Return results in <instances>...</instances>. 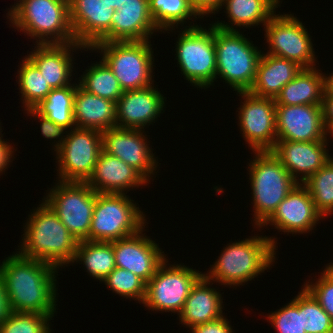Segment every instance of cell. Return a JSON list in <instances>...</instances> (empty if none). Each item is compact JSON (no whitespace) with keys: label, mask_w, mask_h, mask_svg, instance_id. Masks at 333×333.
Returning <instances> with one entry per match:
<instances>
[{"label":"cell","mask_w":333,"mask_h":333,"mask_svg":"<svg viewBox=\"0 0 333 333\" xmlns=\"http://www.w3.org/2000/svg\"><path fill=\"white\" fill-rule=\"evenodd\" d=\"M15 253L3 259L0 265L11 311L56 314L58 268Z\"/></svg>","instance_id":"cell-1"},{"label":"cell","mask_w":333,"mask_h":333,"mask_svg":"<svg viewBox=\"0 0 333 333\" xmlns=\"http://www.w3.org/2000/svg\"><path fill=\"white\" fill-rule=\"evenodd\" d=\"M28 216L21 247L17 252L24 257L47 262L58 269L71 264L78 240L51 207L43 200Z\"/></svg>","instance_id":"cell-2"},{"label":"cell","mask_w":333,"mask_h":333,"mask_svg":"<svg viewBox=\"0 0 333 333\" xmlns=\"http://www.w3.org/2000/svg\"><path fill=\"white\" fill-rule=\"evenodd\" d=\"M275 239V240H274ZM277 241L274 237L251 236L229 243L215 260L209 273L203 275L221 285L239 286L261 275L275 262ZM275 255V256H274ZM244 283V284H243Z\"/></svg>","instance_id":"cell-3"},{"label":"cell","mask_w":333,"mask_h":333,"mask_svg":"<svg viewBox=\"0 0 333 333\" xmlns=\"http://www.w3.org/2000/svg\"><path fill=\"white\" fill-rule=\"evenodd\" d=\"M6 14L12 28L36 44L76 42L70 22L69 0H19ZM20 30V31H19Z\"/></svg>","instance_id":"cell-4"},{"label":"cell","mask_w":333,"mask_h":333,"mask_svg":"<svg viewBox=\"0 0 333 333\" xmlns=\"http://www.w3.org/2000/svg\"><path fill=\"white\" fill-rule=\"evenodd\" d=\"M253 161L248 163L257 229L274 213L298 182L283 167L271 151H253ZM256 225V226H255Z\"/></svg>","instance_id":"cell-5"},{"label":"cell","mask_w":333,"mask_h":333,"mask_svg":"<svg viewBox=\"0 0 333 333\" xmlns=\"http://www.w3.org/2000/svg\"><path fill=\"white\" fill-rule=\"evenodd\" d=\"M238 31L215 26L216 79L221 78L236 92H247L256 78L262 51ZM219 76V77H218Z\"/></svg>","instance_id":"cell-6"},{"label":"cell","mask_w":333,"mask_h":333,"mask_svg":"<svg viewBox=\"0 0 333 333\" xmlns=\"http://www.w3.org/2000/svg\"><path fill=\"white\" fill-rule=\"evenodd\" d=\"M149 41L98 42L89 50L103 55L102 60L112 70L123 91L135 90L154 83V52Z\"/></svg>","instance_id":"cell-7"},{"label":"cell","mask_w":333,"mask_h":333,"mask_svg":"<svg viewBox=\"0 0 333 333\" xmlns=\"http://www.w3.org/2000/svg\"><path fill=\"white\" fill-rule=\"evenodd\" d=\"M125 194L97 193L89 241L113 242L136 234L146 226V217Z\"/></svg>","instance_id":"cell-8"},{"label":"cell","mask_w":333,"mask_h":333,"mask_svg":"<svg viewBox=\"0 0 333 333\" xmlns=\"http://www.w3.org/2000/svg\"><path fill=\"white\" fill-rule=\"evenodd\" d=\"M204 29L193 23L183 27L176 41V58L185 79L207 89L216 81L215 26Z\"/></svg>","instance_id":"cell-9"},{"label":"cell","mask_w":333,"mask_h":333,"mask_svg":"<svg viewBox=\"0 0 333 333\" xmlns=\"http://www.w3.org/2000/svg\"><path fill=\"white\" fill-rule=\"evenodd\" d=\"M96 194L86 182L56 180L43 200L78 241H89Z\"/></svg>","instance_id":"cell-10"},{"label":"cell","mask_w":333,"mask_h":333,"mask_svg":"<svg viewBox=\"0 0 333 333\" xmlns=\"http://www.w3.org/2000/svg\"><path fill=\"white\" fill-rule=\"evenodd\" d=\"M166 260L146 283L143 306L151 311H182L192 287L203 276L202 272L181 264H167Z\"/></svg>","instance_id":"cell-11"},{"label":"cell","mask_w":333,"mask_h":333,"mask_svg":"<svg viewBox=\"0 0 333 333\" xmlns=\"http://www.w3.org/2000/svg\"><path fill=\"white\" fill-rule=\"evenodd\" d=\"M102 150V132L82 128L68 130L56 151L58 181L87 182Z\"/></svg>","instance_id":"cell-12"},{"label":"cell","mask_w":333,"mask_h":333,"mask_svg":"<svg viewBox=\"0 0 333 333\" xmlns=\"http://www.w3.org/2000/svg\"><path fill=\"white\" fill-rule=\"evenodd\" d=\"M269 50L265 54L296 62L302 68L316 67L317 57L307 28L294 14H277L264 26Z\"/></svg>","instance_id":"cell-13"},{"label":"cell","mask_w":333,"mask_h":333,"mask_svg":"<svg viewBox=\"0 0 333 333\" xmlns=\"http://www.w3.org/2000/svg\"><path fill=\"white\" fill-rule=\"evenodd\" d=\"M244 102L237 108L239 126L252 151H270L277 141L276 104L273 98L237 92Z\"/></svg>","instance_id":"cell-14"},{"label":"cell","mask_w":333,"mask_h":333,"mask_svg":"<svg viewBox=\"0 0 333 333\" xmlns=\"http://www.w3.org/2000/svg\"><path fill=\"white\" fill-rule=\"evenodd\" d=\"M140 129L110 128L102 132V149L136 169L148 182L158 168L157 157ZM148 141V142H147Z\"/></svg>","instance_id":"cell-15"},{"label":"cell","mask_w":333,"mask_h":333,"mask_svg":"<svg viewBox=\"0 0 333 333\" xmlns=\"http://www.w3.org/2000/svg\"><path fill=\"white\" fill-rule=\"evenodd\" d=\"M277 141H329L322 105H276Z\"/></svg>","instance_id":"cell-16"},{"label":"cell","mask_w":333,"mask_h":333,"mask_svg":"<svg viewBox=\"0 0 333 333\" xmlns=\"http://www.w3.org/2000/svg\"><path fill=\"white\" fill-rule=\"evenodd\" d=\"M143 230L113 241V250L116 267L133 272L147 283L166 260V254Z\"/></svg>","instance_id":"cell-17"},{"label":"cell","mask_w":333,"mask_h":333,"mask_svg":"<svg viewBox=\"0 0 333 333\" xmlns=\"http://www.w3.org/2000/svg\"><path fill=\"white\" fill-rule=\"evenodd\" d=\"M322 218L308 189L298 183L259 228L271 225L287 234H303L312 231Z\"/></svg>","instance_id":"cell-18"},{"label":"cell","mask_w":333,"mask_h":333,"mask_svg":"<svg viewBox=\"0 0 333 333\" xmlns=\"http://www.w3.org/2000/svg\"><path fill=\"white\" fill-rule=\"evenodd\" d=\"M154 87L152 84L124 91L116 102V127L145 130L144 127L155 123V119L164 112L166 99Z\"/></svg>","instance_id":"cell-19"},{"label":"cell","mask_w":333,"mask_h":333,"mask_svg":"<svg viewBox=\"0 0 333 333\" xmlns=\"http://www.w3.org/2000/svg\"><path fill=\"white\" fill-rule=\"evenodd\" d=\"M69 11L76 43L89 49L111 30L116 9L105 0H69Z\"/></svg>","instance_id":"cell-20"},{"label":"cell","mask_w":333,"mask_h":333,"mask_svg":"<svg viewBox=\"0 0 333 333\" xmlns=\"http://www.w3.org/2000/svg\"><path fill=\"white\" fill-rule=\"evenodd\" d=\"M328 143V141H276L270 151L289 174L298 183L303 184L331 159L326 149Z\"/></svg>","instance_id":"cell-21"},{"label":"cell","mask_w":333,"mask_h":333,"mask_svg":"<svg viewBox=\"0 0 333 333\" xmlns=\"http://www.w3.org/2000/svg\"><path fill=\"white\" fill-rule=\"evenodd\" d=\"M159 32L148 0H128L112 16L111 30L99 42L145 41Z\"/></svg>","instance_id":"cell-22"},{"label":"cell","mask_w":333,"mask_h":333,"mask_svg":"<svg viewBox=\"0 0 333 333\" xmlns=\"http://www.w3.org/2000/svg\"><path fill=\"white\" fill-rule=\"evenodd\" d=\"M78 49L88 51V48L76 42L36 44L27 57L36 65L52 89L63 88L71 84L70 77L74 69L72 54L73 50Z\"/></svg>","instance_id":"cell-23"},{"label":"cell","mask_w":333,"mask_h":333,"mask_svg":"<svg viewBox=\"0 0 333 333\" xmlns=\"http://www.w3.org/2000/svg\"><path fill=\"white\" fill-rule=\"evenodd\" d=\"M86 183L97 193L125 194L127 190V194L131 188L147 185L148 181L136 169L102 150Z\"/></svg>","instance_id":"cell-24"},{"label":"cell","mask_w":333,"mask_h":333,"mask_svg":"<svg viewBox=\"0 0 333 333\" xmlns=\"http://www.w3.org/2000/svg\"><path fill=\"white\" fill-rule=\"evenodd\" d=\"M210 283L212 282L203 275L192 287L182 311L178 314L180 324L186 325V328L224 316L222 295L217 289L211 288Z\"/></svg>","instance_id":"cell-25"},{"label":"cell","mask_w":333,"mask_h":333,"mask_svg":"<svg viewBox=\"0 0 333 333\" xmlns=\"http://www.w3.org/2000/svg\"><path fill=\"white\" fill-rule=\"evenodd\" d=\"M76 128L100 132L116 127V103L76 87L73 105Z\"/></svg>","instance_id":"cell-26"},{"label":"cell","mask_w":333,"mask_h":333,"mask_svg":"<svg viewBox=\"0 0 333 333\" xmlns=\"http://www.w3.org/2000/svg\"><path fill=\"white\" fill-rule=\"evenodd\" d=\"M261 54L256 78L249 92L258 97L273 98L302 69L296 62L270 54Z\"/></svg>","instance_id":"cell-27"},{"label":"cell","mask_w":333,"mask_h":333,"mask_svg":"<svg viewBox=\"0 0 333 333\" xmlns=\"http://www.w3.org/2000/svg\"><path fill=\"white\" fill-rule=\"evenodd\" d=\"M319 69L302 68L295 78L287 83L275 97L276 105H322L327 74Z\"/></svg>","instance_id":"cell-28"},{"label":"cell","mask_w":333,"mask_h":333,"mask_svg":"<svg viewBox=\"0 0 333 333\" xmlns=\"http://www.w3.org/2000/svg\"><path fill=\"white\" fill-rule=\"evenodd\" d=\"M279 3L280 0H223L221 9L225 6L230 23L218 20L213 25L226 31H238L237 27L249 28L260 23L265 26L276 13Z\"/></svg>","instance_id":"cell-29"},{"label":"cell","mask_w":333,"mask_h":333,"mask_svg":"<svg viewBox=\"0 0 333 333\" xmlns=\"http://www.w3.org/2000/svg\"><path fill=\"white\" fill-rule=\"evenodd\" d=\"M75 262L83 264L90 277L101 282L116 268L113 242L78 241Z\"/></svg>","instance_id":"cell-30"},{"label":"cell","mask_w":333,"mask_h":333,"mask_svg":"<svg viewBox=\"0 0 333 333\" xmlns=\"http://www.w3.org/2000/svg\"><path fill=\"white\" fill-rule=\"evenodd\" d=\"M77 85L75 82L63 88L52 89L34 109L57 125L69 130L76 128L73 105Z\"/></svg>","instance_id":"cell-31"},{"label":"cell","mask_w":333,"mask_h":333,"mask_svg":"<svg viewBox=\"0 0 333 333\" xmlns=\"http://www.w3.org/2000/svg\"><path fill=\"white\" fill-rule=\"evenodd\" d=\"M78 81L83 90L115 103L124 93L112 70L102 59L88 66Z\"/></svg>","instance_id":"cell-32"},{"label":"cell","mask_w":333,"mask_h":333,"mask_svg":"<svg viewBox=\"0 0 333 333\" xmlns=\"http://www.w3.org/2000/svg\"><path fill=\"white\" fill-rule=\"evenodd\" d=\"M149 11L159 31H171L184 26L186 20L200 16L192 8L189 0H148ZM192 17V18H191ZM198 17V18H197ZM172 30H171V29ZM162 29V30H161Z\"/></svg>","instance_id":"cell-33"},{"label":"cell","mask_w":333,"mask_h":333,"mask_svg":"<svg viewBox=\"0 0 333 333\" xmlns=\"http://www.w3.org/2000/svg\"><path fill=\"white\" fill-rule=\"evenodd\" d=\"M22 64L19 66L18 81L19 93L23 107L26 109L36 107L52 90L51 86L46 82L43 74L39 71L36 65L27 57L24 56Z\"/></svg>","instance_id":"cell-34"},{"label":"cell","mask_w":333,"mask_h":333,"mask_svg":"<svg viewBox=\"0 0 333 333\" xmlns=\"http://www.w3.org/2000/svg\"><path fill=\"white\" fill-rule=\"evenodd\" d=\"M303 185L308 189L317 211L323 218L330 214L333 215V160L330 159Z\"/></svg>","instance_id":"cell-35"},{"label":"cell","mask_w":333,"mask_h":333,"mask_svg":"<svg viewBox=\"0 0 333 333\" xmlns=\"http://www.w3.org/2000/svg\"><path fill=\"white\" fill-rule=\"evenodd\" d=\"M112 292L126 299L143 303L146 296V283L131 271L116 267L102 281Z\"/></svg>","instance_id":"cell-36"},{"label":"cell","mask_w":333,"mask_h":333,"mask_svg":"<svg viewBox=\"0 0 333 333\" xmlns=\"http://www.w3.org/2000/svg\"><path fill=\"white\" fill-rule=\"evenodd\" d=\"M267 315L277 333H306L302 322V289L287 305Z\"/></svg>","instance_id":"cell-37"},{"label":"cell","mask_w":333,"mask_h":333,"mask_svg":"<svg viewBox=\"0 0 333 333\" xmlns=\"http://www.w3.org/2000/svg\"><path fill=\"white\" fill-rule=\"evenodd\" d=\"M54 315L11 311L0 325V333H51L49 322Z\"/></svg>","instance_id":"cell-38"},{"label":"cell","mask_w":333,"mask_h":333,"mask_svg":"<svg viewBox=\"0 0 333 333\" xmlns=\"http://www.w3.org/2000/svg\"><path fill=\"white\" fill-rule=\"evenodd\" d=\"M302 322L306 333H333V321L313 295L302 287Z\"/></svg>","instance_id":"cell-39"},{"label":"cell","mask_w":333,"mask_h":333,"mask_svg":"<svg viewBox=\"0 0 333 333\" xmlns=\"http://www.w3.org/2000/svg\"><path fill=\"white\" fill-rule=\"evenodd\" d=\"M304 282V287L313 295L333 321V280L324 272L315 282Z\"/></svg>","instance_id":"cell-40"},{"label":"cell","mask_w":333,"mask_h":333,"mask_svg":"<svg viewBox=\"0 0 333 333\" xmlns=\"http://www.w3.org/2000/svg\"><path fill=\"white\" fill-rule=\"evenodd\" d=\"M25 112L28 114V116H32L33 118H35V120L37 118L40 120L39 121L41 123L40 131L44 138H47L48 140L49 139L50 140L58 139L57 141L54 140V142H53V144L56 142L53 145L54 151L56 152L62 146V143L64 142V139L66 138L65 135L67 134L68 131H65V130H67V129L63 126L55 124L50 119H48L46 116H43L40 113H38L34 108L26 109Z\"/></svg>","instance_id":"cell-41"},{"label":"cell","mask_w":333,"mask_h":333,"mask_svg":"<svg viewBox=\"0 0 333 333\" xmlns=\"http://www.w3.org/2000/svg\"><path fill=\"white\" fill-rule=\"evenodd\" d=\"M224 317L225 316H222L217 320L196 325L189 329L192 331V333H234L232 331L233 328L230 325L229 320Z\"/></svg>","instance_id":"cell-42"},{"label":"cell","mask_w":333,"mask_h":333,"mask_svg":"<svg viewBox=\"0 0 333 333\" xmlns=\"http://www.w3.org/2000/svg\"><path fill=\"white\" fill-rule=\"evenodd\" d=\"M192 8L203 18L221 10L223 0H189ZM210 13V14H209Z\"/></svg>","instance_id":"cell-43"},{"label":"cell","mask_w":333,"mask_h":333,"mask_svg":"<svg viewBox=\"0 0 333 333\" xmlns=\"http://www.w3.org/2000/svg\"><path fill=\"white\" fill-rule=\"evenodd\" d=\"M324 125L328 133L333 131V92L325 88L322 101Z\"/></svg>","instance_id":"cell-44"},{"label":"cell","mask_w":333,"mask_h":333,"mask_svg":"<svg viewBox=\"0 0 333 333\" xmlns=\"http://www.w3.org/2000/svg\"><path fill=\"white\" fill-rule=\"evenodd\" d=\"M11 145L7 140L0 139V173L5 172L10 165L9 163L13 162L11 158L14 156L15 148Z\"/></svg>","instance_id":"cell-45"},{"label":"cell","mask_w":333,"mask_h":333,"mask_svg":"<svg viewBox=\"0 0 333 333\" xmlns=\"http://www.w3.org/2000/svg\"><path fill=\"white\" fill-rule=\"evenodd\" d=\"M10 312L11 309L7 299L5 283L2 277L0 276V325L9 316Z\"/></svg>","instance_id":"cell-46"},{"label":"cell","mask_w":333,"mask_h":333,"mask_svg":"<svg viewBox=\"0 0 333 333\" xmlns=\"http://www.w3.org/2000/svg\"><path fill=\"white\" fill-rule=\"evenodd\" d=\"M109 5H111L114 9H119L122 4H125L128 0H105Z\"/></svg>","instance_id":"cell-47"},{"label":"cell","mask_w":333,"mask_h":333,"mask_svg":"<svg viewBox=\"0 0 333 333\" xmlns=\"http://www.w3.org/2000/svg\"><path fill=\"white\" fill-rule=\"evenodd\" d=\"M323 271L333 280V263L332 262L327 264Z\"/></svg>","instance_id":"cell-48"},{"label":"cell","mask_w":333,"mask_h":333,"mask_svg":"<svg viewBox=\"0 0 333 333\" xmlns=\"http://www.w3.org/2000/svg\"><path fill=\"white\" fill-rule=\"evenodd\" d=\"M331 75L326 76V86L327 88L333 92V73H330Z\"/></svg>","instance_id":"cell-49"},{"label":"cell","mask_w":333,"mask_h":333,"mask_svg":"<svg viewBox=\"0 0 333 333\" xmlns=\"http://www.w3.org/2000/svg\"><path fill=\"white\" fill-rule=\"evenodd\" d=\"M0 124H1V123H0ZM0 126H1V125H0ZM1 128H2V127H0V139L3 138V136L1 135V134H2V133H1V132H2L1 130H2V129H1Z\"/></svg>","instance_id":"cell-50"},{"label":"cell","mask_w":333,"mask_h":333,"mask_svg":"<svg viewBox=\"0 0 333 333\" xmlns=\"http://www.w3.org/2000/svg\"><path fill=\"white\" fill-rule=\"evenodd\" d=\"M329 135L333 137V131H332V132H330V133H329Z\"/></svg>","instance_id":"cell-51"}]
</instances>
